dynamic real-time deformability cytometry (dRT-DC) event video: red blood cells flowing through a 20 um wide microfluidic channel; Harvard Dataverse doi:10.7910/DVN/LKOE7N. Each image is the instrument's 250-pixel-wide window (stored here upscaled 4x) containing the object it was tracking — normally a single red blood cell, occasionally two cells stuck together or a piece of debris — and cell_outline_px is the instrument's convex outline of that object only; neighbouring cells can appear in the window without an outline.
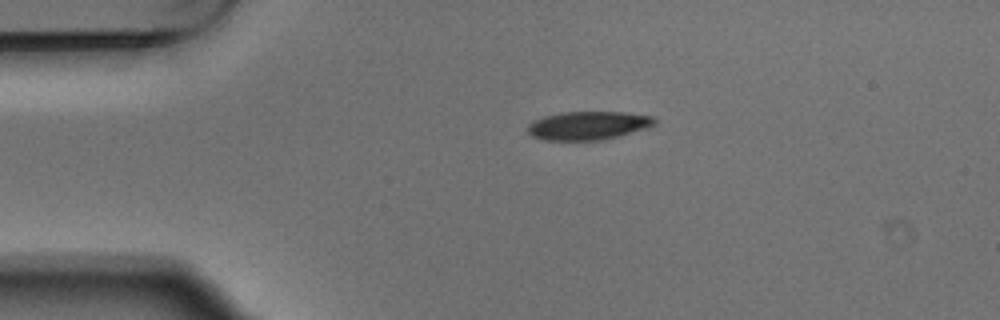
{"species": "Egyptian fruit bat (a non-hibernating species)", "species_latin": "Rousettus aegyptiacus", "temperature_condition": "warm", "stored_images_in_passage": 2, "camera_frame_rate_fps": 3000, "um_per_image_px": 0.085, "animal": {"sex": "male"}, "frame": {"image": 1, "passage_image": 2, "time_ms": 0.333, "image_size_px": [1000, 320], "cell_outline_px": [[656, 124], [648, 128], [620, 136], [604, 140], [544, 140], [532, 136], [528, 132], [528, 124], [544, 116], [560, 112], [624, 112], [652, 116], [656, 120]], "centroid_in_image_um": [50.02, 10.67], "position_along_channel_um": 35.0, "area_um2": 21.15}}